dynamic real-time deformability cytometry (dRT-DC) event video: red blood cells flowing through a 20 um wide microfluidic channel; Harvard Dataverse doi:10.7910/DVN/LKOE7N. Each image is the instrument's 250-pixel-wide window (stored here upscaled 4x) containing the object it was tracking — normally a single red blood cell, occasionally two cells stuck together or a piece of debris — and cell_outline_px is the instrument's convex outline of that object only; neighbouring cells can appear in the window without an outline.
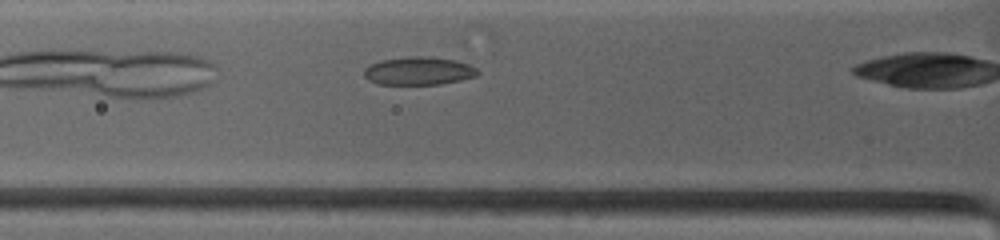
{"species": "common noctule bat (a hibernating species)", "species_latin": "Nyctalus noctula", "temperature_condition": "warm", "stored_images_in_passage": 8, "camera_frame_rate_fps": 4500, "um_per_image_px": 0.085, "animal": {"sex": "female", "body_mass_g": 19.0, "forearm_length_mm": 53.3}, "frame": {"image": 1, "passage_image": 4, "time_ms": 1.556, "image_size_px": [1000, 240], "cell_outline_px": [[480, 72], [476, 76], [460, 80], [440, 84], [376, 84], [368, 80], [364, 76], [364, 68], [380, 60], [408, 56], [424, 56], [456, 60], [468, 64], [476, 68]], "centroid_in_image_um": [35.57, 6.02], "position_along_channel_um": 90.2, "area_um2": 18.61}}
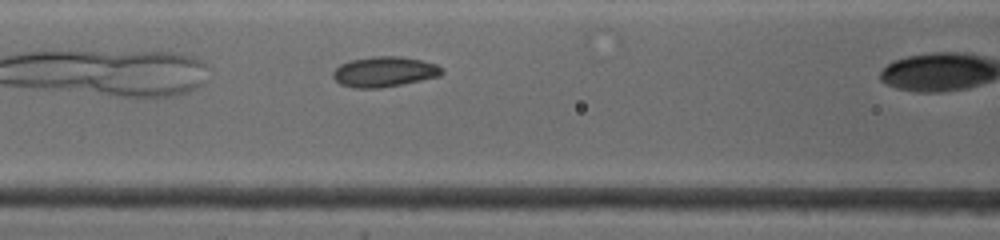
{"frame": {"image": 2, "passage_image": 6, "time_ms": 2.667, "image_size_px": [1000, 240], "cell_outline_px": [[444, 72], [440, 76], [380, 88], [352, 88], [340, 84], [332, 76], [332, 72], [340, 64], [348, 60], [372, 56], [400, 56], [420, 60], [436, 64], [444, 68]], "centroid_in_image_um": [32.64, 6.09], "position_along_channel_um": 134.0, "area_um2": 19.31}}